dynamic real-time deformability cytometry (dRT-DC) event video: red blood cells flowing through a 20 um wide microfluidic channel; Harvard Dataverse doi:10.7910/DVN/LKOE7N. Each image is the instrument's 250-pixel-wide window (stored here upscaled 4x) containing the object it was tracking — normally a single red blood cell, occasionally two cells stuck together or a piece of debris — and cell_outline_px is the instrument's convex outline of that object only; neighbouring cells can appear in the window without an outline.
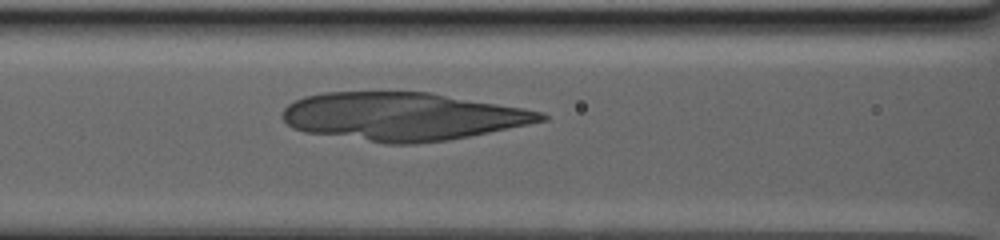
{"species": "human", "species_latin": "Homo sapiens", "temperature_condition": "warm", "stored_images_in_passage": 51, "camera_frame_rate_fps": 3000, "um_per_image_px": 0.085, "donor": {"sex": "male"}, "frame": {"image": 1, "passage_image": 10, "time_ms": 3.0, "image_size_px": [1000, 240], "cell_outline_px": [[548, 120], [448, 140], [412, 144], [384, 144], [304, 132], [292, 128], [280, 116], [280, 112], [288, 104], [304, 96], [324, 92], [428, 92], [524, 108], [544, 112], [548, 116]], "centroid_in_image_um": [34.16, 9.9], "position_along_channel_um": 132.4, "area_um2": 72.54}}
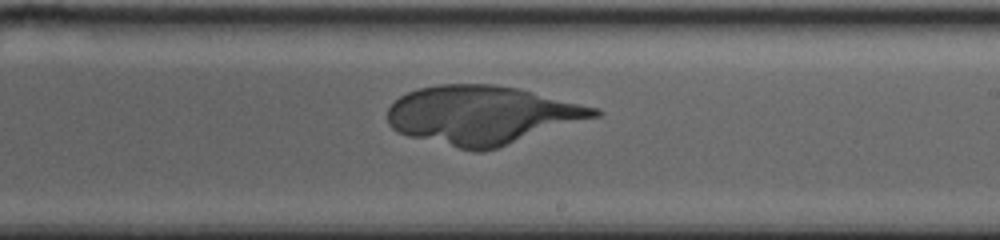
{"frame": {"image": 2, "passage_image": 25, "time_ms": 7.667, "image_size_px": [1000, 240], "cell_outline_px": [[604, 112], [600, 116], [496, 148], [480, 152], [472, 152], [408, 136], [392, 128], [388, 124], [388, 108], [400, 96], [416, 88], [436, 84], [492, 84], [516, 88], [600, 108]], "centroid_in_image_um": [40.97, 9.78], "position_along_channel_um": 248.0, "area_um2": 70.63}}
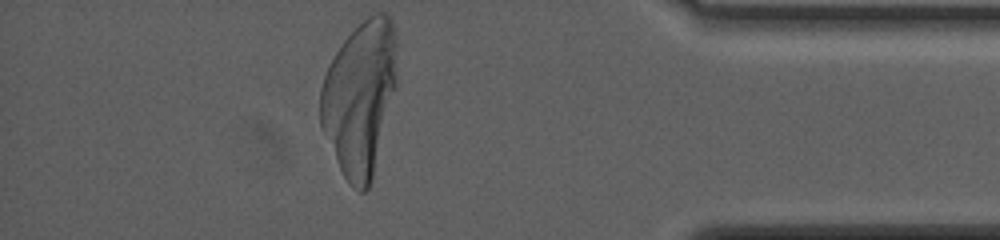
{"frame": {"image": 3, "passage_image": 51, "time_ms": 15.0, "image_size_px": [1000, 240], "cell_outline_px": [[396, 84], [372, 180], [368, 188], [364, 192], [360, 192], [352, 188], [348, 184], [320, 128], [320, 88], [324, 76], [336, 52], [344, 40], [372, 12], [384, 12], [392, 16], [396, 36]], "centroid_in_image_um": [30.59, 8.31], "position_along_channel_um": 404.6, "area_um2": 68.72}}